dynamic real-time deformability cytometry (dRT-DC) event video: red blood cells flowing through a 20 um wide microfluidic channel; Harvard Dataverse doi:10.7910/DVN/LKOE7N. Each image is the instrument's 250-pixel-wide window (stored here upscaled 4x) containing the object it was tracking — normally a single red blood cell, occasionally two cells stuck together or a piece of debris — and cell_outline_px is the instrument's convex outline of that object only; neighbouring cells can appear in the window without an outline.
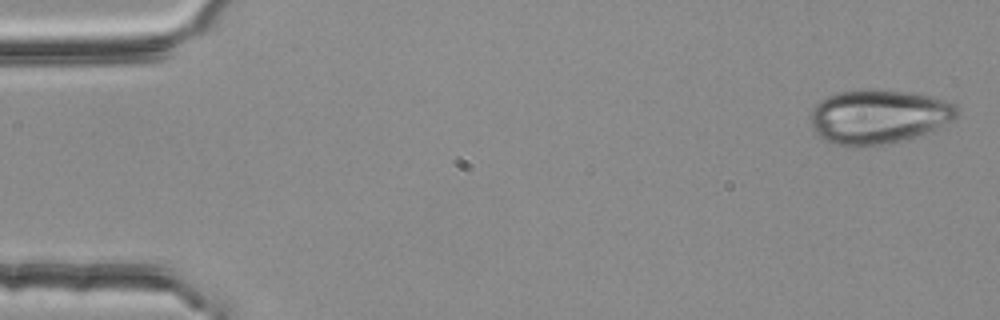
{"species": "common noctule bat (a hibernating species)", "species_latin": "Nyctalus noctula", "temperature_condition": "room temperature", "stored_images_in_passage": 5, "camera_frame_rate_fps": 3000, "um_per_image_px": 0.085, "animal": {"sex": "female", "body_mass_g": 25.1}, "frame": {"image": 1, "passage_image": 1, "time_ms": 0.0, "image_size_px": [1000, 320], "cell_outline_px": [[960, 112], [952, 120], [908, 140], [884, 144], [856, 148], [832, 144], [820, 140], [808, 116], [812, 108], [820, 100], [828, 96], [840, 92], [864, 88], [880, 88], [908, 92], [928, 96], [944, 100], [956, 104]], "centroid_in_image_um": [74.61, 9.92], "position_along_channel_um": 10.4, "area_um2": 46.99}}